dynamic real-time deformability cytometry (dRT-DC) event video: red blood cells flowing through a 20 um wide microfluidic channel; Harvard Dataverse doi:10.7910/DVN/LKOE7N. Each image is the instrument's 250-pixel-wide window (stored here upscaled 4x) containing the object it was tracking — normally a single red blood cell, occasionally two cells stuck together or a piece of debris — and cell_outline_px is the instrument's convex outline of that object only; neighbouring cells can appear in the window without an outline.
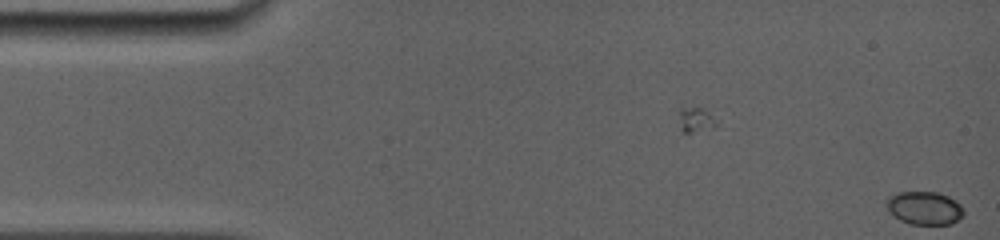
{"species": "common noctule bat (a hibernating species)", "species_latin": "Nyctalus noctula", "temperature_condition": "room temperature", "stored_images_in_passage": 4, "camera_frame_rate_fps": 5000, "um_per_image_px": 0.085, "animal": {"sex": "female", "body_mass_g": 19.0, "forearm_length_mm": 56.7}, "frame": {"image": 1, "passage_image": 4, "time_ms": 2.0, "image_size_px": [1000, 240], "cell_outline_px": [[964, 216], [952, 224], [912, 224], [900, 220], [892, 216], [888, 212], [884, 200], [888, 196], [896, 192], [936, 192], [948, 196], [956, 200], [964, 208]], "centroid_in_image_um": [78.55, 17.68], "position_along_channel_um": 6.4, "area_um2": 15.32}}